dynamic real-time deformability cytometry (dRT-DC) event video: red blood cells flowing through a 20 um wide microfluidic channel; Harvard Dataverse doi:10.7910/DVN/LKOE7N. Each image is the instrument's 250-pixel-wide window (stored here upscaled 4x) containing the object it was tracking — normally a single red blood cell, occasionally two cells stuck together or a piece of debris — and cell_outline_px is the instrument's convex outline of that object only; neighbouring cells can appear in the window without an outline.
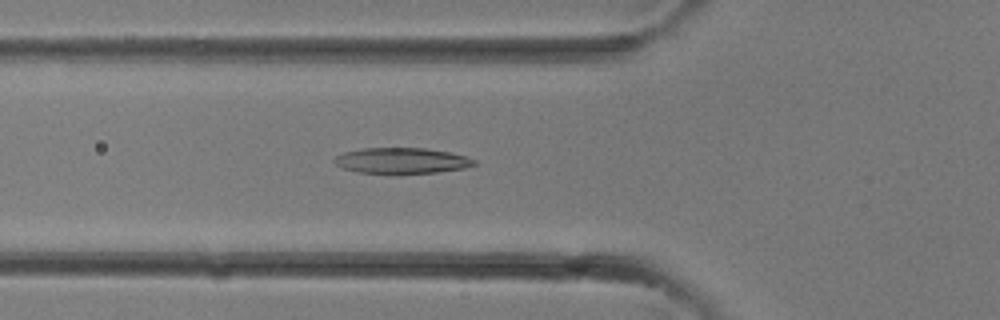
{"species": "common noctule bat (a hibernating species)", "species_latin": "Nyctalus noctula", "temperature_condition": "room temperature", "stored_images_in_passage": 32, "camera_frame_rate_fps": 3000, "um_per_image_px": 0.085, "animal": {"sex": "female"}, "frame": {"image": 1, "passage_image": 11, "time_ms": 3.333, "image_size_px": [1000, 320], "cell_outline_px": [[476, 164], [464, 168], [436, 172], [396, 176], [392, 176], [356, 172], [344, 168], [336, 164], [332, 160], [336, 156], [344, 152], [360, 148], [424, 148], [448, 152], [464, 156], [476, 160]], "centroid_in_image_um": [34.09, 13.69], "position_along_channel_um": 91.7, "area_um2": 21.68}}
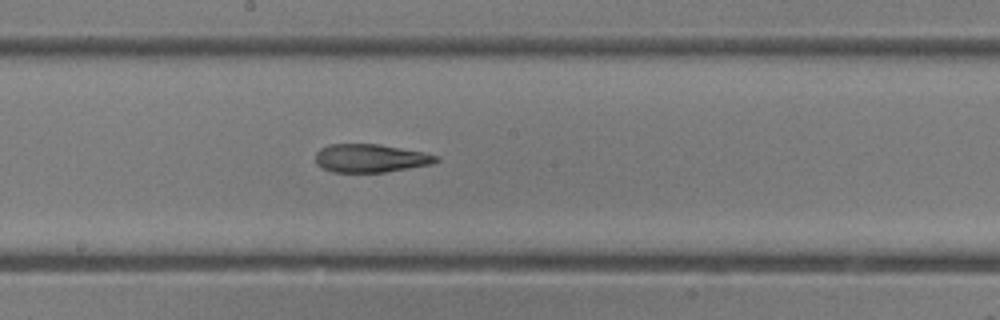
{"frame": {"image": 2, "passage_image": 17, "time_ms": 5.333, "image_size_px": [1000, 320], "cell_outline_px": [[440, 160], [432, 164], [384, 172], [332, 172], [320, 168], [316, 164], [316, 152], [320, 148], [328, 144], [380, 144], [424, 152], [440, 156]], "centroid_in_image_um": [31.48, 13.44], "position_along_channel_um": 216.7, "area_um2": 20.06}}
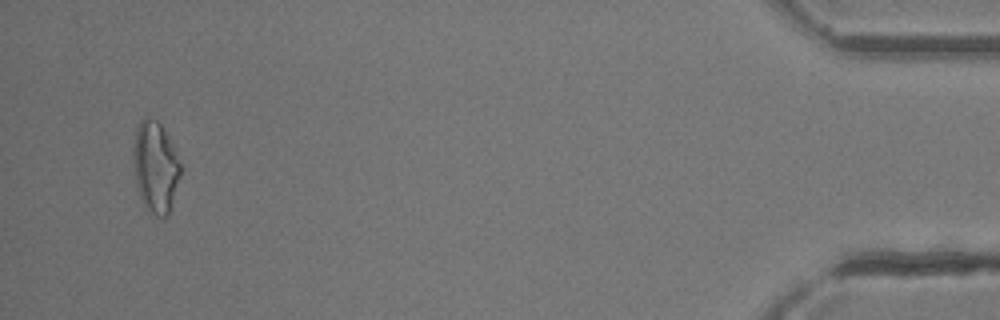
{"frame": {"image": 3, "passage_image": 31, "time_ms": 10.0, "image_size_px": [1000, 320], "cell_outline_px": [[180, 176], [168, 216], [164, 220], [156, 216], [144, 204], [140, 196], [136, 184], [132, 156], [132, 148], [136, 128], [140, 120], [144, 116], [148, 116], [156, 120], [160, 124], [180, 164]], "centroid_in_image_um": [13.17, 14.2], "position_along_channel_um": 422.0, "area_um2": 24.8}}